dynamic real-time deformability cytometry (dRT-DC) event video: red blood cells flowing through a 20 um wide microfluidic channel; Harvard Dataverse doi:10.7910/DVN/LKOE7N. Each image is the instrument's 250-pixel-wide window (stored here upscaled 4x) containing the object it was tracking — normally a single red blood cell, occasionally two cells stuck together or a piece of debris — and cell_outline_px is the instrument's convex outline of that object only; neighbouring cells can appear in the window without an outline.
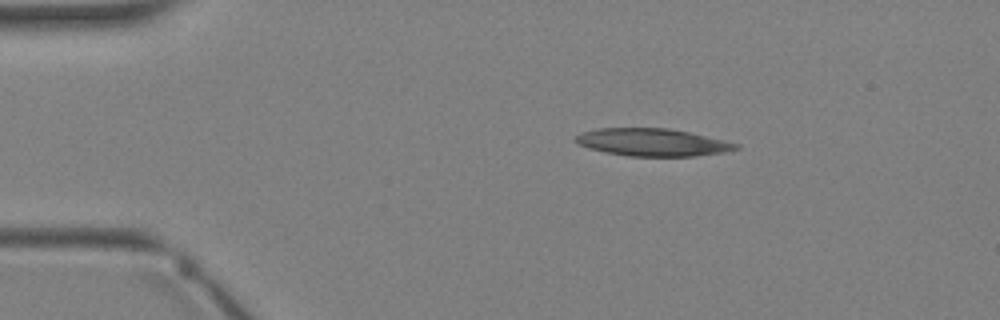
{"species": "Egyptian fruit bat (a non-hibernating species)", "species_latin": "Rousettus aegyptiacus", "temperature_condition": "warm", "stored_images_in_passage": 2, "camera_frame_rate_fps": 3000, "um_per_image_px": 0.085, "animal": {"sex": "female"}, "frame": {"image": 1, "passage_image": 1, "time_ms": 0.0, "image_size_px": [1000, 320], "cell_outline_px": [[740, 148], [724, 152], [696, 156], [628, 156], [604, 152], [588, 148], [576, 144], [572, 140], [580, 132], [596, 128], [668, 128], [688, 132], [724, 140], [740, 144]], "centroid_in_image_um": [55.4, 12.09], "position_along_channel_um": 29.6, "area_um2": 25.89}}